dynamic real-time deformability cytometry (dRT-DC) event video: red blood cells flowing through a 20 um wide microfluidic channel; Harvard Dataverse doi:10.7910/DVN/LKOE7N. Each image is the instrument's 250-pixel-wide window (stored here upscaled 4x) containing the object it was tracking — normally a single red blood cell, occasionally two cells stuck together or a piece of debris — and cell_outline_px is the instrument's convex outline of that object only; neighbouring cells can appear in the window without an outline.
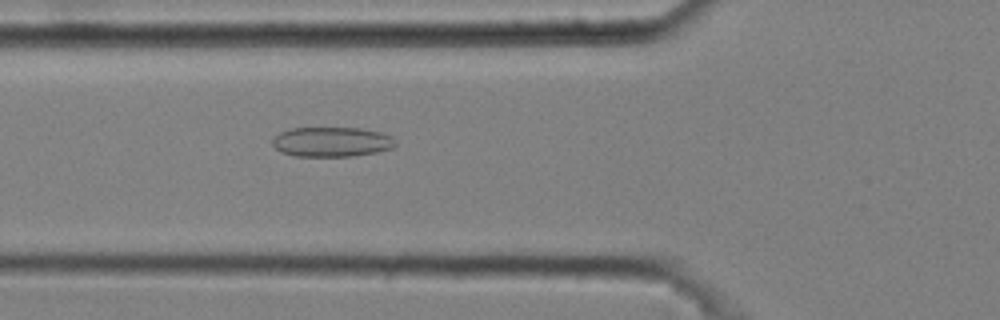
{"species": "common noctule bat (a hibernating species)", "species_latin": "Nyctalus noctula", "temperature_condition": "cold", "stored_images_in_passage": 49, "camera_frame_rate_fps": 3000, "um_per_image_px": 0.085, "animal": {"sex": "male", "body_mass_g": 20.4}, "frame": {"image": 1, "passage_image": 19, "time_ms": 6.0, "image_size_px": [1000, 320], "cell_outline_px": [[396, 144], [392, 148], [376, 152], [352, 156], [296, 156], [280, 152], [272, 144], [272, 140], [280, 132], [288, 128], [360, 128], [380, 132], [392, 136], [396, 140]], "centroid_in_image_um": [28.19, 12.05], "position_along_channel_um": 97.6, "area_um2": 21.39}}
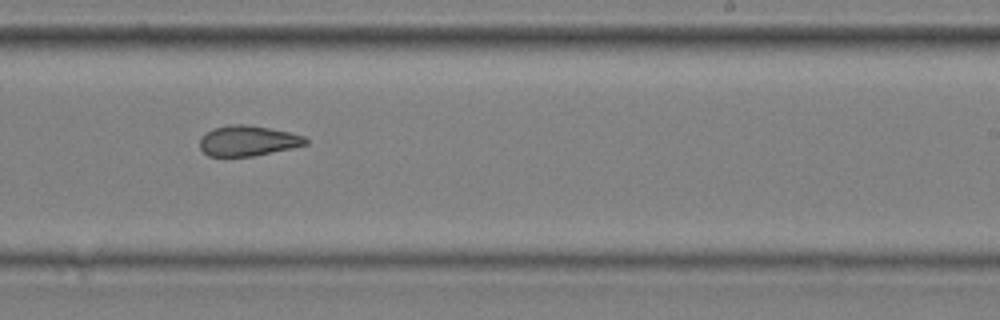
{"frame": {"image": 2, "passage_image": 33, "time_ms": 10.667, "image_size_px": [1000, 320], "cell_outline_px": [[308, 144], [292, 148], [252, 156], [208, 156], [200, 148], [200, 136], [212, 128], [228, 124], [248, 124], [288, 132], [304, 136], [308, 140]], "centroid_in_image_um": [21.04, 11.95], "position_along_channel_um": 268.0, "area_um2": 18.79}}
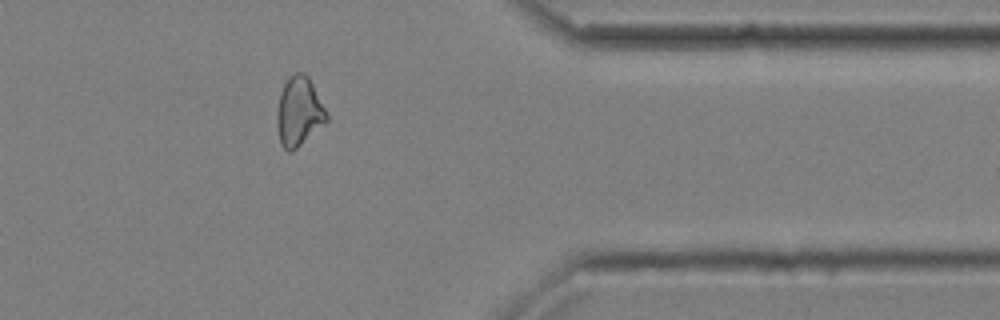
{"frame": {"image": 3, "passage_image": 44, "time_ms": 14.333, "image_size_px": [1000, 320], "cell_outline_px": [[328, 120], [324, 124], [292, 152], [288, 152], [280, 144], [276, 124], [276, 108], [280, 92], [288, 76], [296, 72], [304, 72], [308, 76], [328, 116]], "centroid_in_image_um": [25.37, 9.49], "position_along_channel_um": 386.0, "area_um2": 20.06}, "authors_computed_cell_mechanics": {"area_um2": 19.8832, "velocity_mm_per_s": 3.6489, "shape_relaxation_time_tau1_ms": null, "shape_relaxation_time_tau2_ms": 2.8114, "deformation_change_tau1": null, "deformation_change_tau2": 0.1001}}